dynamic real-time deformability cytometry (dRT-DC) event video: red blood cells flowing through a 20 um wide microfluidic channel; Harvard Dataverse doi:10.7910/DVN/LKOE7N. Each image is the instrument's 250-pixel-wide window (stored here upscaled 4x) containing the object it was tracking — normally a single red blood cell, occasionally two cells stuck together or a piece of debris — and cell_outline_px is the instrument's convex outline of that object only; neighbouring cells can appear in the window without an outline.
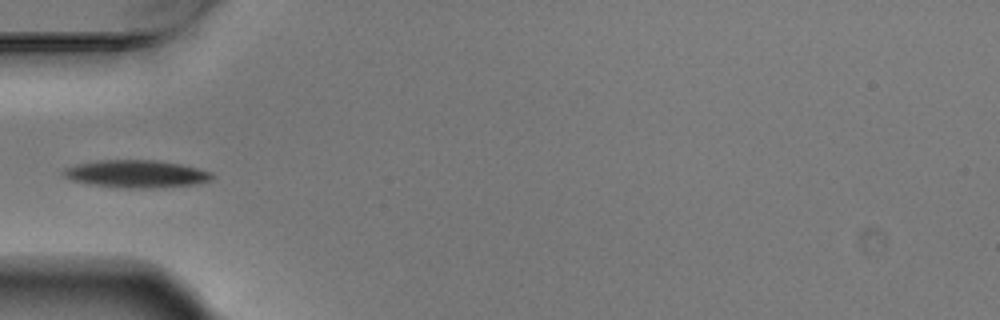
{"species": "Egyptian fruit bat (a non-hibernating species)", "species_latin": "Rousettus aegyptiacus", "temperature_condition": "warm", "stored_images_in_passage": 6, "camera_frame_rate_fps": 3000, "um_per_image_px": 0.085, "animal": {"sex": "male"}, "frame": {"image": 1, "passage_image": 4, "time_ms": 1.0, "image_size_px": [1000, 320], "cell_outline_px": [[212, 176], [208, 180], [196, 184], [156, 188], [128, 188], [88, 184], [72, 180], [64, 176], [60, 172], [64, 168], [76, 164], [100, 160], [156, 160], [180, 164], [212, 172]], "centroid_in_image_um": [11.53, 14.78], "position_along_channel_um": 73.5, "area_um2": 23.76}}
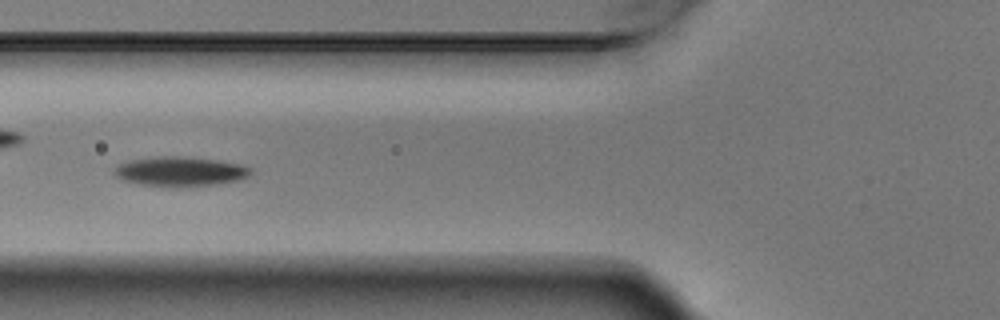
{"frame": {"image": 2, "passage_image": 5, "time_ms": 1.333, "image_size_px": [1000, 320], "cell_outline_px": [[252, 172], [248, 176], [236, 180], [216, 184], [192, 188], [140, 184], [124, 180], [116, 176], [112, 172], [112, 168], [128, 160], [156, 156], [184, 156], [216, 160], [240, 164], [252, 168]], "centroid_in_image_um": [15.29, 14.57], "position_along_channel_um": 110.5, "area_um2": 23.76}}
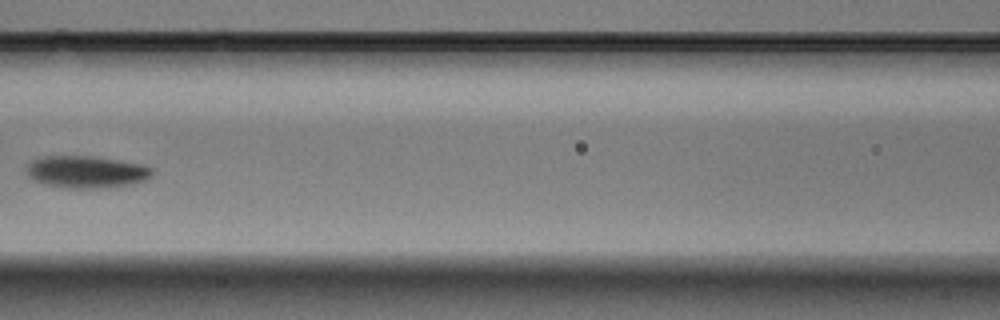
{"frame": {"image": 3, "passage_image": 6, "time_ms": 1.667, "image_size_px": [1000, 320], "cell_outline_px": [[152, 176], [144, 180], [132, 184], [100, 188], [68, 188], [44, 184], [32, 180], [24, 172], [28, 164], [32, 160], [44, 156], [92, 156], [144, 164], [152, 168]], "centroid_in_image_um": [7.31, 14.61], "position_along_channel_um": 159.3, "area_um2": 23.7}}